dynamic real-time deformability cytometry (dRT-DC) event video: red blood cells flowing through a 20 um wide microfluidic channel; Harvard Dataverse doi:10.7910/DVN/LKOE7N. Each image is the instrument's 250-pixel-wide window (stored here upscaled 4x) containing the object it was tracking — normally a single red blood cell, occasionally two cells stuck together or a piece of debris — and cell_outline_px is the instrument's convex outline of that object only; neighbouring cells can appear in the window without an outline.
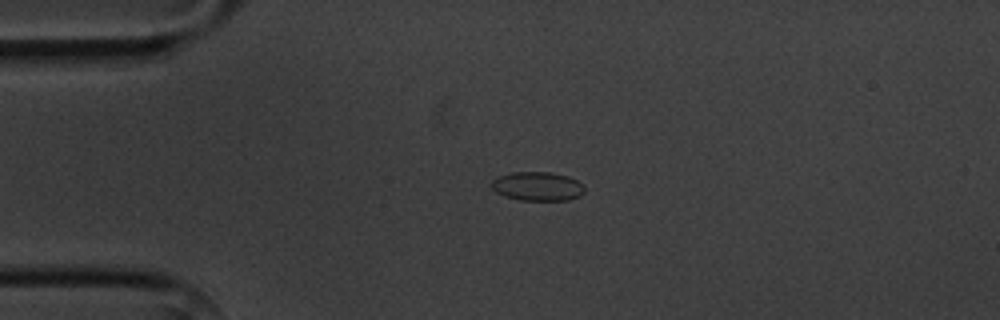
{"species": "common noctule bat (a hibernating species)", "species_latin": "Nyctalus noctula", "temperature_condition": "cold", "stored_images_in_passage": 4, "camera_frame_rate_fps": 3000, "um_per_image_px": 0.085, "animal": {"sex": "male", "body_mass_g": 20.1, "forearm_length_mm": 53.5}, "frame": {"image": 1, "passage_image": 2, "time_ms": 1.333, "image_size_px": [1000, 320], "cell_outline_px": [[584, 192], [580, 196], [568, 200], [520, 200], [504, 196], [496, 192], [488, 184], [492, 180], [500, 176], [512, 172], [552, 172], [568, 176], [584, 184]], "centroid_in_image_um": [45.68, 15.83], "position_along_channel_um": 39.3, "area_um2": 15.84}}
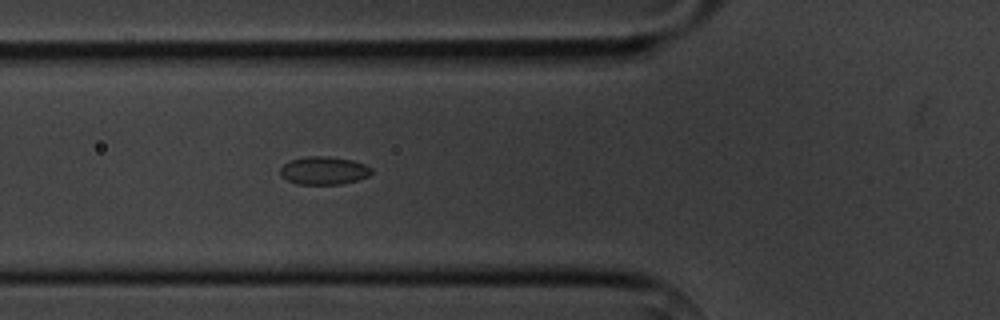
{"frame": {"image": 2, "passage_image": 4, "time_ms": 3.667, "image_size_px": [1000, 320], "cell_outline_px": [[372, 172], [368, 176], [356, 180], [340, 184], [296, 184], [280, 176], [280, 168], [288, 160], [304, 156], [328, 156], [352, 160], [364, 164], [372, 168]], "centroid_in_image_um": [27.49, 14.49], "position_along_channel_um": 98.3, "area_um2": 14.97}}